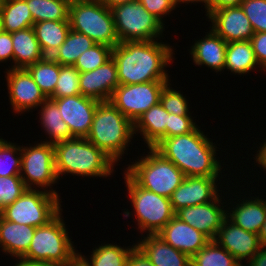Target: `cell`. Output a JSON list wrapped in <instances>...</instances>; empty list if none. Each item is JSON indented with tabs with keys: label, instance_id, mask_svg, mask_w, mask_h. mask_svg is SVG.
Listing matches in <instances>:
<instances>
[{
	"label": "cell",
	"instance_id": "6da1fadb",
	"mask_svg": "<svg viewBox=\"0 0 266 266\" xmlns=\"http://www.w3.org/2000/svg\"><path fill=\"white\" fill-rule=\"evenodd\" d=\"M168 44L152 41L119 42L112 51L120 85L170 81L164 70L173 59Z\"/></svg>",
	"mask_w": 266,
	"mask_h": 266
},
{
	"label": "cell",
	"instance_id": "7a4b0ae2",
	"mask_svg": "<svg viewBox=\"0 0 266 266\" xmlns=\"http://www.w3.org/2000/svg\"><path fill=\"white\" fill-rule=\"evenodd\" d=\"M197 127L193 132L164 138L153 148L173 162L186 177H219L221 163L216 146Z\"/></svg>",
	"mask_w": 266,
	"mask_h": 266
},
{
	"label": "cell",
	"instance_id": "3957f363",
	"mask_svg": "<svg viewBox=\"0 0 266 266\" xmlns=\"http://www.w3.org/2000/svg\"><path fill=\"white\" fill-rule=\"evenodd\" d=\"M57 178L65 173L78 176L107 177L116 162L86 138H71L54 144Z\"/></svg>",
	"mask_w": 266,
	"mask_h": 266
},
{
	"label": "cell",
	"instance_id": "277c9868",
	"mask_svg": "<svg viewBox=\"0 0 266 266\" xmlns=\"http://www.w3.org/2000/svg\"><path fill=\"white\" fill-rule=\"evenodd\" d=\"M61 213L46 225L35 228L31 245L19 261L27 264L66 266L79 254L68 236Z\"/></svg>",
	"mask_w": 266,
	"mask_h": 266
},
{
	"label": "cell",
	"instance_id": "5b68a950",
	"mask_svg": "<svg viewBox=\"0 0 266 266\" xmlns=\"http://www.w3.org/2000/svg\"><path fill=\"white\" fill-rule=\"evenodd\" d=\"M133 134L134 123L107 101L98 104L86 139L117 162L127 150Z\"/></svg>",
	"mask_w": 266,
	"mask_h": 266
},
{
	"label": "cell",
	"instance_id": "8992f818",
	"mask_svg": "<svg viewBox=\"0 0 266 266\" xmlns=\"http://www.w3.org/2000/svg\"><path fill=\"white\" fill-rule=\"evenodd\" d=\"M147 156L134 162L125 170L142 188L170 198L185 179L184 173L153 147Z\"/></svg>",
	"mask_w": 266,
	"mask_h": 266
},
{
	"label": "cell",
	"instance_id": "52a82bcc",
	"mask_svg": "<svg viewBox=\"0 0 266 266\" xmlns=\"http://www.w3.org/2000/svg\"><path fill=\"white\" fill-rule=\"evenodd\" d=\"M59 197L53 189H26L17 200L0 211V216L18 224L44 226L62 211Z\"/></svg>",
	"mask_w": 266,
	"mask_h": 266
},
{
	"label": "cell",
	"instance_id": "ba28073f",
	"mask_svg": "<svg viewBox=\"0 0 266 266\" xmlns=\"http://www.w3.org/2000/svg\"><path fill=\"white\" fill-rule=\"evenodd\" d=\"M70 28L95 43L114 48L119 44L111 9L100 0L73 3L69 7Z\"/></svg>",
	"mask_w": 266,
	"mask_h": 266
},
{
	"label": "cell",
	"instance_id": "9c48e42d",
	"mask_svg": "<svg viewBox=\"0 0 266 266\" xmlns=\"http://www.w3.org/2000/svg\"><path fill=\"white\" fill-rule=\"evenodd\" d=\"M124 175L138 228L141 232L148 231V235H156L175 216L170 198L142 188L127 172Z\"/></svg>",
	"mask_w": 266,
	"mask_h": 266
},
{
	"label": "cell",
	"instance_id": "30bf717a",
	"mask_svg": "<svg viewBox=\"0 0 266 266\" xmlns=\"http://www.w3.org/2000/svg\"><path fill=\"white\" fill-rule=\"evenodd\" d=\"M111 12L119 42L152 41L163 33L164 23L138 0L115 6Z\"/></svg>",
	"mask_w": 266,
	"mask_h": 266
},
{
	"label": "cell",
	"instance_id": "8fae6325",
	"mask_svg": "<svg viewBox=\"0 0 266 266\" xmlns=\"http://www.w3.org/2000/svg\"><path fill=\"white\" fill-rule=\"evenodd\" d=\"M170 81H150L139 84L119 85L109 102L133 123L160 102L164 86Z\"/></svg>",
	"mask_w": 266,
	"mask_h": 266
},
{
	"label": "cell",
	"instance_id": "7c38bea8",
	"mask_svg": "<svg viewBox=\"0 0 266 266\" xmlns=\"http://www.w3.org/2000/svg\"><path fill=\"white\" fill-rule=\"evenodd\" d=\"M20 176L27 189H32L34 184L36 187L46 190L44 187L48 188L57 183L54 145L41 141L34 147L22 146Z\"/></svg>",
	"mask_w": 266,
	"mask_h": 266
},
{
	"label": "cell",
	"instance_id": "4fadbf2b",
	"mask_svg": "<svg viewBox=\"0 0 266 266\" xmlns=\"http://www.w3.org/2000/svg\"><path fill=\"white\" fill-rule=\"evenodd\" d=\"M50 99L58 105L61 117L69 126L71 138H86L100 101L81 94Z\"/></svg>",
	"mask_w": 266,
	"mask_h": 266
},
{
	"label": "cell",
	"instance_id": "5bb4252c",
	"mask_svg": "<svg viewBox=\"0 0 266 266\" xmlns=\"http://www.w3.org/2000/svg\"><path fill=\"white\" fill-rule=\"evenodd\" d=\"M5 73L10 103L15 113L38 108L47 99L26 69L10 68Z\"/></svg>",
	"mask_w": 266,
	"mask_h": 266
},
{
	"label": "cell",
	"instance_id": "9a60e30c",
	"mask_svg": "<svg viewBox=\"0 0 266 266\" xmlns=\"http://www.w3.org/2000/svg\"><path fill=\"white\" fill-rule=\"evenodd\" d=\"M219 197L220 195L209 203L182 208L175 216L205 234L210 240H214L229 212L223 209L224 206H220L223 203Z\"/></svg>",
	"mask_w": 266,
	"mask_h": 266
},
{
	"label": "cell",
	"instance_id": "2e32d148",
	"mask_svg": "<svg viewBox=\"0 0 266 266\" xmlns=\"http://www.w3.org/2000/svg\"><path fill=\"white\" fill-rule=\"evenodd\" d=\"M214 240L241 265V260H250L262 248L258 234L242 229L228 217L224 219Z\"/></svg>",
	"mask_w": 266,
	"mask_h": 266
},
{
	"label": "cell",
	"instance_id": "e0dca14e",
	"mask_svg": "<svg viewBox=\"0 0 266 266\" xmlns=\"http://www.w3.org/2000/svg\"><path fill=\"white\" fill-rule=\"evenodd\" d=\"M218 177H185L172 193L170 201L174 212L189 206L209 203L220 194L216 183Z\"/></svg>",
	"mask_w": 266,
	"mask_h": 266
},
{
	"label": "cell",
	"instance_id": "ac0fdd59",
	"mask_svg": "<svg viewBox=\"0 0 266 266\" xmlns=\"http://www.w3.org/2000/svg\"><path fill=\"white\" fill-rule=\"evenodd\" d=\"M208 18L212 22L211 29L227 43L250 40L254 35L250 20L241 6L218 9Z\"/></svg>",
	"mask_w": 266,
	"mask_h": 266
},
{
	"label": "cell",
	"instance_id": "d6986e66",
	"mask_svg": "<svg viewBox=\"0 0 266 266\" xmlns=\"http://www.w3.org/2000/svg\"><path fill=\"white\" fill-rule=\"evenodd\" d=\"M81 95L107 102L113 91L120 85L117 66L113 58L95 70L80 73Z\"/></svg>",
	"mask_w": 266,
	"mask_h": 266
},
{
	"label": "cell",
	"instance_id": "ffe728a7",
	"mask_svg": "<svg viewBox=\"0 0 266 266\" xmlns=\"http://www.w3.org/2000/svg\"><path fill=\"white\" fill-rule=\"evenodd\" d=\"M156 235L165 243L189 255L191 258L210 241L205 234L181 221L176 216H174Z\"/></svg>",
	"mask_w": 266,
	"mask_h": 266
},
{
	"label": "cell",
	"instance_id": "44dd1931",
	"mask_svg": "<svg viewBox=\"0 0 266 266\" xmlns=\"http://www.w3.org/2000/svg\"><path fill=\"white\" fill-rule=\"evenodd\" d=\"M227 42L212 29L192 45L190 54L196 65H206L216 72L224 71Z\"/></svg>",
	"mask_w": 266,
	"mask_h": 266
},
{
	"label": "cell",
	"instance_id": "7402d4cb",
	"mask_svg": "<svg viewBox=\"0 0 266 266\" xmlns=\"http://www.w3.org/2000/svg\"><path fill=\"white\" fill-rule=\"evenodd\" d=\"M136 245L154 266H191V257L165 243L158 235H148Z\"/></svg>",
	"mask_w": 266,
	"mask_h": 266
},
{
	"label": "cell",
	"instance_id": "603a6c76",
	"mask_svg": "<svg viewBox=\"0 0 266 266\" xmlns=\"http://www.w3.org/2000/svg\"><path fill=\"white\" fill-rule=\"evenodd\" d=\"M35 228L5 220L0 216V247L3 252L19 261L31 245Z\"/></svg>",
	"mask_w": 266,
	"mask_h": 266
},
{
	"label": "cell",
	"instance_id": "cb8c5ba5",
	"mask_svg": "<svg viewBox=\"0 0 266 266\" xmlns=\"http://www.w3.org/2000/svg\"><path fill=\"white\" fill-rule=\"evenodd\" d=\"M12 43L15 65L13 64L11 68L26 69L45 58L32 27L13 32Z\"/></svg>",
	"mask_w": 266,
	"mask_h": 266
},
{
	"label": "cell",
	"instance_id": "d4e9b609",
	"mask_svg": "<svg viewBox=\"0 0 266 266\" xmlns=\"http://www.w3.org/2000/svg\"><path fill=\"white\" fill-rule=\"evenodd\" d=\"M168 121L169 113L159 102L137 119L134 123V133L140 131L148 148L154 147L160 140L166 138Z\"/></svg>",
	"mask_w": 266,
	"mask_h": 266
},
{
	"label": "cell",
	"instance_id": "484cf974",
	"mask_svg": "<svg viewBox=\"0 0 266 266\" xmlns=\"http://www.w3.org/2000/svg\"><path fill=\"white\" fill-rule=\"evenodd\" d=\"M253 199L251 197L250 200L236 203V208L233 207L227 217L242 229L258 234L266 220V200L259 197Z\"/></svg>",
	"mask_w": 266,
	"mask_h": 266
},
{
	"label": "cell",
	"instance_id": "4316f807",
	"mask_svg": "<svg viewBox=\"0 0 266 266\" xmlns=\"http://www.w3.org/2000/svg\"><path fill=\"white\" fill-rule=\"evenodd\" d=\"M32 28L45 57L53 56L71 29L70 21L51 20L34 23Z\"/></svg>",
	"mask_w": 266,
	"mask_h": 266
},
{
	"label": "cell",
	"instance_id": "83f0119b",
	"mask_svg": "<svg viewBox=\"0 0 266 266\" xmlns=\"http://www.w3.org/2000/svg\"><path fill=\"white\" fill-rule=\"evenodd\" d=\"M41 125L46 134L51 138L49 141H44L50 144H56L65 140L71 139V132L67 123L63 120L60 114L58 105L50 98H47L41 104Z\"/></svg>",
	"mask_w": 266,
	"mask_h": 266
},
{
	"label": "cell",
	"instance_id": "f1b7e54d",
	"mask_svg": "<svg viewBox=\"0 0 266 266\" xmlns=\"http://www.w3.org/2000/svg\"><path fill=\"white\" fill-rule=\"evenodd\" d=\"M257 65L259 67L250 40L227 43L224 69L240 75L248 73Z\"/></svg>",
	"mask_w": 266,
	"mask_h": 266
},
{
	"label": "cell",
	"instance_id": "f546056e",
	"mask_svg": "<svg viewBox=\"0 0 266 266\" xmlns=\"http://www.w3.org/2000/svg\"><path fill=\"white\" fill-rule=\"evenodd\" d=\"M0 10L3 30L6 32H17L34 24L26 0H5Z\"/></svg>",
	"mask_w": 266,
	"mask_h": 266
},
{
	"label": "cell",
	"instance_id": "4dcf8cb0",
	"mask_svg": "<svg viewBox=\"0 0 266 266\" xmlns=\"http://www.w3.org/2000/svg\"><path fill=\"white\" fill-rule=\"evenodd\" d=\"M95 44L85 34L70 29L65 42L53 54L52 58L60 65L74 66L78 57Z\"/></svg>",
	"mask_w": 266,
	"mask_h": 266
},
{
	"label": "cell",
	"instance_id": "1f68e13d",
	"mask_svg": "<svg viewBox=\"0 0 266 266\" xmlns=\"http://www.w3.org/2000/svg\"><path fill=\"white\" fill-rule=\"evenodd\" d=\"M47 98L54 94L60 74V64L52 57H45L26 68Z\"/></svg>",
	"mask_w": 266,
	"mask_h": 266
},
{
	"label": "cell",
	"instance_id": "d6a6232c",
	"mask_svg": "<svg viewBox=\"0 0 266 266\" xmlns=\"http://www.w3.org/2000/svg\"><path fill=\"white\" fill-rule=\"evenodd\" d=\"M33 22L69 21L70 5L65 0H26Z\"/></svg>",
	"mask_w": 266,
	"mask_h": 266
},
{
	"label": "cell",
	"instance_id": "836d02e7",
	"mask_svg": "<svg viewBox=\"0 0 266 266\" xmlns=\"http://www.w3.org/2000/svg\"><path fill=\"white\" fill-rule=\"evenodd\" d=\"M136 246L133 245L131 248H124L114 244H104L96 247L93 250L90 257L91 262L82 254H78L88 266H127V259L131 250ZM90 262V263H89Z\"/></svg>",
	"mask_w": 266,
	"mask_h": 266
},
{
	"label": "cell",
	"instance_id": "e575fe53",
	"mask_svg": "<svg viewBox=\"0 0 266 266\" xmlns=\"http://www.w3.org/2000/svg\"><path fill=\"white\" fill-rule=\"evenodd\" d=\"M191 266H244L215 240H210L192 258Z\"/></svg>",
	"mask_w": 266,
	"mask_h": 266
},
{
	"label": "cell",
	"instance_id": "d590c367",
	"mask_svg": "<svg viewBox=\"0 0 266 266\" xmlns=\"http://www.w3.org/2000/svg\"><path fill=\"white\" fill-rule=\"evenodd\" d=\"M112 51V47L96 43L78 57L74 67L80 73L95 70L112 58Z\"/></svg>",
	"mask_w": 266,
	"mask_h": 266
},
{
	"label": "cell",
	"instance_id": "8d00e7d4",
	"mask_svg": "<svg viewBox=\"0 0 266 266\" xmlns=\"http://www.w3.org/2000/svg\"><path fill=\"white\" fill-rule=\"evenodd\" d=\"M20 171L21 147L0 138V177L20 175Z\"/></svg>",
	"mask_w": 266,
	"mask_h": 266
},
{
	"label": "cell",
	"instance_id": "74e56055",
	"mask_svg": "<svg viewBox=\"0 0 266 266\" xmlns=\"http://www.w3.org/2000/svg\"><path fill=\"white\" fill-rule=\"evenodd\" d=\"M79 79L80 72L74 66L60 65V74L54 94L50 98H62L81 94Z\"/></svg>",
	"mask_w": 266,
	"mask_h": 266
},
{
	"label": "cell",
	"instance_id": "f35d334b",
	"mask_svg": "<svg viewBox=\"0 0 266 266\" xmlns=\"http://www.w3.org/2000/svg\"><path fill=\"white\" fill-rule=\"evenodd\" d=\"M26 189L20 175L0 177V211L17 200Z\"/></svg>",
	"mask_w": 266,
	"mask_h": 266
},
{
	"label": "cell",
	"instance_id": "ab89813d",
	"mask_svg": "<svg viewBox=\"0 0 266 266\" xmlns=\"http://www.w3.org/2000/svg\"><path fill=\"white\" fill-rule=\"evenodd\" d=\"M160 104L168 112L175 115H190L186 98L178 91L170 88L168 82L160 95Z\"/></svg>",
	"mask_w": 266,
	"mask_h": 266
},
{
	"label": "cell",
	"instance_id": "60d3db41",
	"mask_svg": "<svg viewBox=\"0 0 266 266\" xmlns=\"http://www.w3.org/2000/svg\"><path fill=\"white\" fill-rule=\"evenodd\" d=\"M254 33L266 32V0H244L241 5Z\"/></svg>",
	"mask_w": 266,
	"mask_h": 266
},
{
	"label": "cell",
	"instance_id": "b9f144b4",
	"mask_svg": "<svg viewBox=\"0 0 266 266\" xmlns=\"http://www.w3.org/2000/svg\"><path fill=\"white\" fill-rule=\"evenodd\" d=\"M197 127L190 115L169 113V121L168 125H166V138L193 132Z\"/></svg>",
	"mask_w": 266,
	"mask_h": 266
},
{
	"label": "cell",
	"instance_id": "7bdbcfd3",
	"mask_svg": "<svg viewBox=\"0 0 266 266\" xmlns=\"http://www.w3.org/2000/svg\"><path fill=\"white\" fill-rule=\"evenodd\" d=\"M143 7L163 23L164 15L169 14L178 6L177 0H138ZM163 16V17H162Z\"/></svg>",
	"mask_w": 266,
	"mask_h": 266
},
{
	"label": "cell",
	"instance_id": "ee69618b",
	"mask_svg": "<svg viewBox=\"0 0 266 266\" xmlns=\"http://www.w3.org/2000/svg\"><path fill=\"white\" fill-rule=\"evenodd\" d=\"M250 41L261 70L266 69V32L254 33Z\"/></svg>",
	"mask_w": 266,
	"mask_h": 266
},
{
	"label": "cell",
	"instance_id": "f6af8a7d",
	"mask_svg": "<svg viewBox=\"0 0 266 266\" xmlns=\"http://www.w3.org/2000/svg\"><path fill=\"white\" fill-rule=\"evenodd\" d=\"M13 61L12 33L3 31L0 33V62Z\"/></svg>",
	"mask_w": 266,
	"mask_h": 266
},
{
	"label": "cell",
	"instance_id": "bcb514c9",
	"mask_svg": "<svg viewBox=\"0 0 266 266\" xmlns=\"http://www.w3.org/2000/svg\"><path fill=\"white\" fill-rule=\"evenodd\" d=\"M127 266H154L144 252L136 245L127 259Z\"/></svg>",
	"mask_w": 266,
	"mask_h": 266
},
{
	"label": "cell",
	"instance_id": "7dc6e473",
	"mask_svg": "<svg viewBox=\"0 0 266 266\" xmlns=\"http://www.w3.org/2000/svg\"><path fill=\"white\" fill-rule=\"evenodd\" d=\"M243 1L244 0H209L205 5V9H207L206 16H209L213 11L218 9L240 6Z\"/></svg>",
	"mask_w": 266,
	"mask_h": 266
},
{
	"label": "cell",
	"instance_id": "c3c4849f",
	"mask_svg": "<svg viewBox=\"0 0 266 266\" xmlns=\"http://www.w3.org/2000/svg\"><path fill=\"white\" fill-rule=\"evenodd\" d=\"M247 263V266H266V247H262Z\"/></svg>",
	"mask_w": 266,
	"mask_h": 266
},
{
	"label": "cell",
	"instance_id": "681fc988",
	"mask_svg": "<svg viewBox=\"0 0 266 266\" xmlns=\"http://www.w3.org/2000/svg\"><path fill=\"white\" fill-rule=\"evenodd\" d=\"M259 149L260 150L257 151V154L255 156L256 157L255 160L265 170L266 169V141L262 144V146H260Z\"/></svg>",
	"mask_w": 266,
	"mask_h": 266
},
{
	"label": "cell",
	"instance_id": "f907efd6",
	"mask_svg": "<svg viewBox=\"0 0 266 266\" xmlns=\"http://www.w3.org/2000/svg\"><path fill=\"white\" fill-rule=\"evenodd\" d=\"M106 7H108L109 9L121 5V4H125V3H129L135 0H100Z\"/></svg>",
	"mask_w": 266,
	"mask_h": 266
},
{
	"label": "cell",
	"instance_id": "816d5d0a",
	"mask_svg": "<svg viewBox=\"0 0 266 266\" xmlns=\"http://www.w3.org/2000/svg\"><path fill=\"white\" fill-rule=\"evenodd\" d=\"M261 247H266V220L265 223L261 226L260 231L258 233Z\"/></svg>",
	"mask_w": 266,
	"mask_h": 266
},
{
	"label": "cell",
	"instance_id": "f5cc1de1",
	"mask_svg": "<svg viewBox=\"0 0 266 266\" xmlns=\"http://www.w3.org/2000/svg\"><path fill=\"white\" fill-rule=\"evenodd\" d=\"M66 266H88L86 262L79 256L77 255L69 264Z\"/></svg>",
	"mask_w": 266,
	"mask_h": 266
},
{
	"label": "cell",
	"instance_id": "db71d44e",
	"mask_svg": "<svg viewBox=\"0 0 266 266\" xmlns=\"http://www.w3.org/2000/svg\"><path fill=\"white\" fill-rule=\"evenodd\" d=\"M209 0H177L178 4L181 3H193V2H203L205 3L204 5H206L208 3Z\"/></svg>",
	"mask_w": 266,
	"mask_h": 266
},
{
	"label": "cell",
	"instance_id": "11a10c76",
	"mask_svg": "<svg viewBox=\"0 0 266 266\" xmlns=\"http://www.w3.org/2000/svg\"><path fill=\"white\" fill-rule=\"evenodd\" d=\"M13 266H48V265H38V264H27V263H23L21 261H18L15 265Z\"/></svg>",
	"mask_w": 266,
	"mask_h": 266
},
{
	"label": "cell",
	"instance_id": "9f6ffc18",
	"mask_svg": "<svg viewBox=\"0 0 266 266\" xmlns=\"http://www.w3.org/2000/svg\"><path fill=\"white\" fill-rule=\"evenodd\" d=\"M69 5L73 3L92 2L95 0H65Z\"/></svg>",
	"mask_w": 266,
	"mask_h": 266
},
{
	"label": "cell",
	"instance_id": "6f0895ef",
	"mask_svg": "<svg viewBox=\"0 0 266 266\" xmlns=\"http://www.w3.org/2000/svg\"><path fill=\"white\" fill-rule=\"evenodd\" d=\"M3 23H2V16H1V10H0V33L3 32Z\"/></svg>",
	"mask_w": 266,
	"mask_h": 266
},
{
	"label": "cell",
	"instance_id": "680465c9",
	"mask_svg": "<svg viewBox=\"0 0 266 266\" xmlns=\"http://www.w3.org/2000/svg\"><path fill=\"white\" fill-rule=\"evenodd\" d=\"M5 0H0V9L2 8Z\"/></svg>",
	"mask_w": 266,
	"mask_h": 266
}]
</instances>
